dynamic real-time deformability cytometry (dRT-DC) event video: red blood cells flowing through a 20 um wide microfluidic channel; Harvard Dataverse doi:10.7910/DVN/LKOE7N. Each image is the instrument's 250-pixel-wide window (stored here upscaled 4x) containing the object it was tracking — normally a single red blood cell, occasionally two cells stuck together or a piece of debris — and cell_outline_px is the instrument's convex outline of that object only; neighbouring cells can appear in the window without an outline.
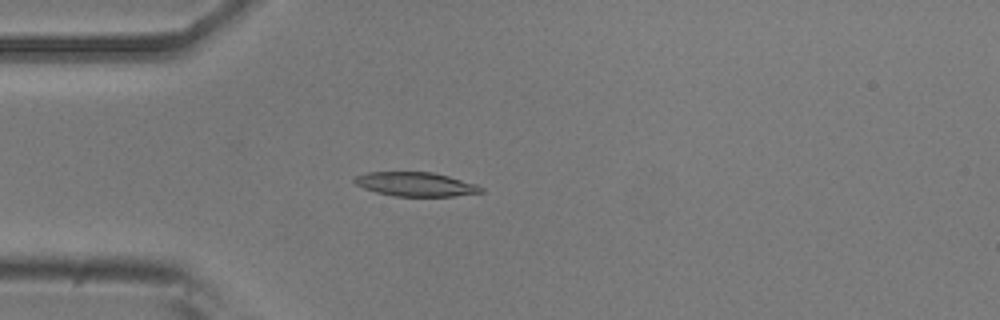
{"species": "common noctule bat (a hibernating species)", "species_latin": "Nyctalus noctula", "temperature_condition": "room temperature", "stored_images_in_passage": 51, "camera_frame_rate_fps": 3000, "um_per_image_px": 0.085, "animal": {"sex": "male", "body_mass_g": 20.5, "forearm_length_mm": 52.5}, "frame": {"image": 1, "passage_image": 13, "time_ms": 4.0, "image_size_px": [1000, 320], "cell_outline_px": [[484, 192], [452, 196], [396, 196], [376, 192], [364, 188], [356, 184], [352, 180], [356, 176], [368, 172], [432, 172], [448, 176], [476, 184], [484, 188]], "centroid_in_image_um": [35.34, 15.66], "position_along_channel_um": 49.7, "area_um2": 17.63}}
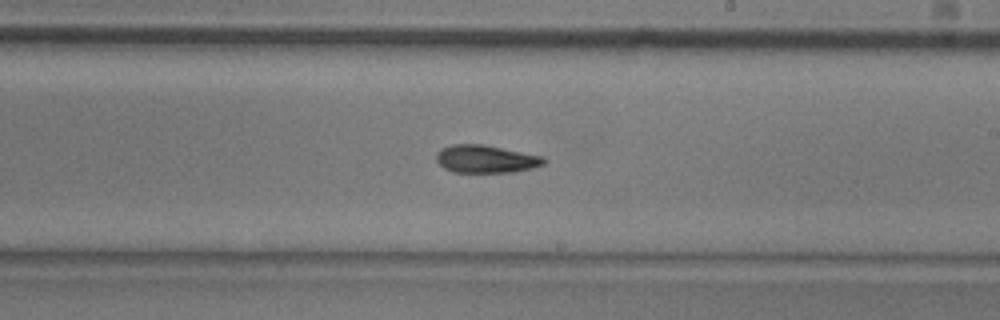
{"frame": {"image": 2, "passage_image": 29, "time_ms": 9.333, "image_size_px": [1000, 320], "cell_outline_px": [[548, 160], [544, 164], [532, 168], [512, 172], [452, 172], [444, 168], [436, 160], [436, 152], [440, 148], [452, 144], [484, 144], [544, 156]], "centroid_in_image_um": [41.3, 13.5], "position_along_channel_um": 247.7, "area_um2": 17.63}}
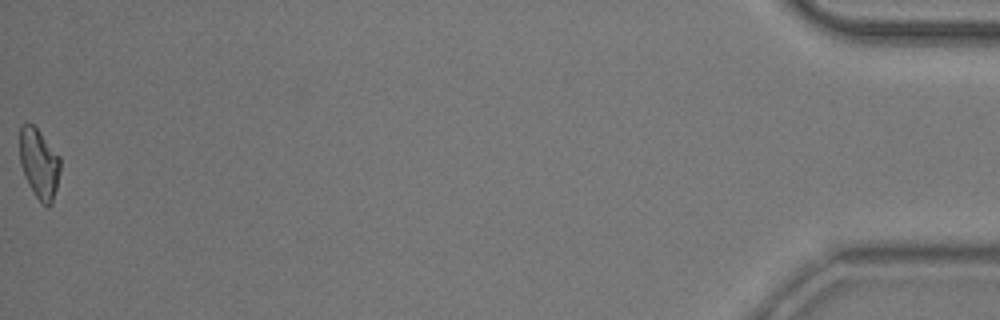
{"frame": {"image": 3, "passage_image": 51, "time_ms": 16.667, "image_size_px": [1000, 320], "cell_outline_px": [[60, 172], [52, 204], [48, 208], [36, 196], [28, 184], [24, 176], [20, 164], [20, 128], [24, 124], [32, 124], [40, 132], [60, 156]], "centroid_in_image_um": [3.33, 13.91], "position_along_channel_um": 431.9, "area_um2": 16.42}, "authors_computed_cell_mechanics": {"area_um2": 17.5134, "velocity_mm_per_s": 3.8919, "shape_relaxation_time_tau1_ms": 5.7654, "shape_relaxation_time_tau2_ms": 4.9482, "deformation_change_tau1": 0.1627, "deformation_change_tau2": 0.1145}}